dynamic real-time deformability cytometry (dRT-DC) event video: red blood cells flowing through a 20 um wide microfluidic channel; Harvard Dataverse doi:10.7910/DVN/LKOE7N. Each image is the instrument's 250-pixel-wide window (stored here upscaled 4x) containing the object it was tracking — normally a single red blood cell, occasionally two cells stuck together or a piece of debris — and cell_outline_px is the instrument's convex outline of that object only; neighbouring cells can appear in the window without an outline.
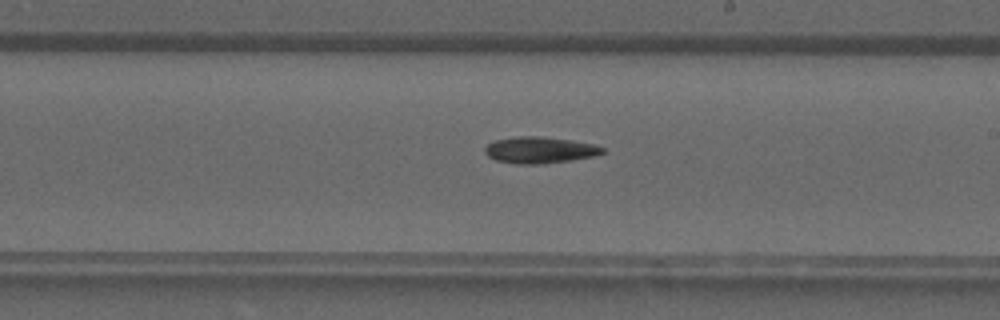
{"species": "common noctule bat (a hibernating species)", "species_latin": "Nyctalus noctula", "temperature_condition": "warm", "stored_images_in_passage": 36, "camera_frame_rate_fps": 3000, "um_per_image_px": 0.085, "animal": {"sex": "male", "forearm_length_mm": 52.5}, "frame": {"image": 1, "passage_image": 21, "time_ms": 6.667, "image_size_px": [1000, 320], "cell_outline_px": [[604, 152], [592, 156], [568, 160], [540, 164], [516, 164], [496, 160], [488, 156], [484, 152], [484, 148], [488, 144], [496, 140], [516, 136], [540, 136], [572, 140], [592, 144], [604, 148]], "centroid_in_image_um": [45.83, 12.74], "position_along_channel_um": 243.2, "area_um2": 17.92}}
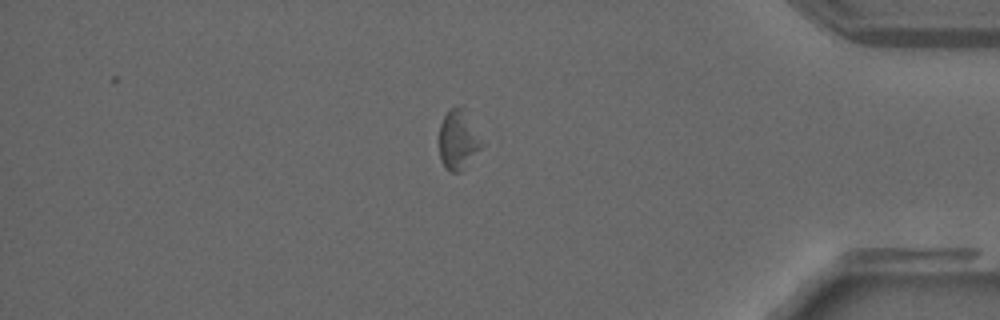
{"frame": {"image": 2, "passage_image": 31, "time_ms": 10.0, "image_size_px": [1000, 320], "cell_outline_px": [[484, 144], [460, 172], [452, 172], [444, 168], [440, 160], [440, 124], [444, 116], [452, 108], [460, 104], [464, 108]], "centroid_in_image_um": [38.93, 11.88], "position_along_channel_um": 396.3, "area_um2": 14.57}}
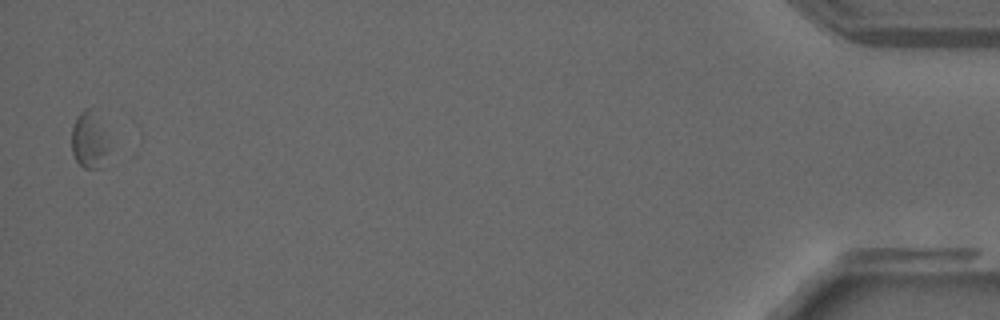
{"frame": {"image": 3, "passage_image": 36, "time_ms": 11.667, "image_size_px": [1000, 320], "cell_outline_px": [[108, 148], [104, 168], [84, 168], [76, 160], [72, 152], [72, 128], [76, 116], [84, 108], [88, 108], [104, 132], [108, 144]], "centroid_in_image_um": [7.55, 12.0], "position_along_channel_um": 427.6, "area_um2": 11.85}}